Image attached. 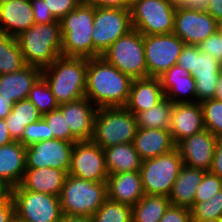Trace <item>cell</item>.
<instances>
[{"mask_svg":"<svg viewBox=\"0 0 222 222\" xmlns=\"http://www.w3.org/2000/svg\"><path fill=\"white\" fill-rule=\"evenodd\" d=\"M133 29L130 10L95 8L92 32L93 57L101 56L119 37Z\"/></svg>","mask_w":222,"mask_h":222,"instance_id":"7c38bea8","label":"cell"},{"mask_svg":"<svg viewBox=\"0 0 222 222\" xmlns=\"http://www.w3.org/2000/svg\"><path fill=\"white\" fill-rule=\"evenodd\" d=\"M101 56L132 79L148 77L143 34L139 31L132 29L119 37Z\"/></svg>","mask_w":222,"mask_h":222,"instance_id":"9c48e42d","label":"cell"},{"mask_svg":"<svg viewBox=\"0 0 222 222\" xmlns=\"http://www.w3.org/2000/svg\"><path fill=\"white\" fill-rule=\"evenodd\" d=\"M14 140L11 138L5 119H0V146L11 143Z\"/></svg>","mask_w":222,"mask_h":222,"instance_id":"f907efd6","label":"cell"},{"mask_svg":"<svg viewBox=\"0 0 222 222\" xmlns=\"http://www.w3.org/2000/svg\"><path fill=\"white\" fill-rule=\"evenodd\" d=\"M68 174L92 182H107L104 150L92 140L77 141L71 155Z\"/></svg>","mask_w":222,"mask_h":222,"instance_id":"5bb4252c","label":"cell"},{"mask_svg":"<svg viewBox=\"0 0 222 222\" xmlns=\"http://www.w3.org/2000/svg\"><path fill=\"white\" fill-rule=\"evenodd\" d=\"M28 99L37 107L42 116L59 107L51 88L42 76L32 86Z\"/></svg>","mask_w":222,"mask_h":222,"instance_id":"d590c367","label":"cell"},{"mask_svg":"<svg viewBox=\"0 0 222 222\" xmlns=\"http://www.w3.org/2000/svg\"><path fill=\"white\" fill-rule=\"evenodd\" d=\"M159 222H192L190 209L170 205Z\"/></svg>","mask_w":222,"mask_h":222,"instance_id":"ee69618b","label":"cell"},{"mask_svg":"<svg viewBox=\"0 0 222 222\" xmlns=\"http://www.w3.org/2000/svg\"><path fill=\"white\" fill-rule=\"evenodd\" d=\"M103 150L109 175L140 171L142 160L133 143L117 144Z\"/></svg>","mask_w":222,"mask_h":222,"instance_id":"f1b7e54d","label":"cell"},{"mask_svg":"<svg viewBox=\"0 0 222 222\" xmlns=\"http://www.w3.org/2000/svg\"><path fill=\"white\" fill-rule=\"evenodd\" d=\"M42 118L48 124L49 135H53V138L65 140L68 142L76 143L79 141L70 131L67 126L66 117L59 108L52 110L51 112L44 114Z\"/></svg>","mask_w":222,"mask_h":222,"instance_id":"74e56055","label":"cell"},{"mask_svg":"<svg viewBox=\"0 0 222 222\" xmlns=\"http://www.w3.org/2000/svg\"><path fill=\"white\" fill-rule=\"evenodd\" d=\"M11 190L12 188L0 179V202H4L11 197Z\"/></svg>","mask_w":222,"mask_h":222,"instance_id":"f5cc1de1","label":"cell"},{"mask_svg":"<svg viewBox=\"0 0 222 222\" xmlns=\"http://www.w3.org/2000/svg\"><path fill=\"white\" fill-rule=\"evenodd\" d=\"M206 171L183 166L168 196L171 205L190 209Z\"/></svg>","mask_w":222,"mask_h":222,"instance_id":"83f0119b","label":"cell"},{"mask_svg":"<svg viewBox=\"0 0 222 222\" xmlns=\"http://www.w3.org/2000/svg\"><path fill=\"white\" fill-rule=\"evenodd\" d=\"M95 8H121L130 10L134 0H85Z\"/></svg>","mask_w":222,"mask_h":222,"instance_id":"f6af8a7d","label":"cell"},{"mask_svg":"<svg viewBox=\"0 0 222 222\" xmlns=\"http://www.w3.org/2000/svg\"><path fill=\"white\" fill-rule=\"evenodd\" d=\"M11 0H0V4L5 3V2H9Z\"/></svg>","mask_w":222,"mask_h":222,"instance_id":"680465c9","label":"cell"},{"mask_svg":"<svg viewBox=\"0 0 222 222\" xmlns=\"http://www.w3.org/2000/svg\"><path fill=\"white\" fill-rule=\"evenodd\" d=\"M210 172L222 178V136L217 139Z\"/></svg>","mask_w":222,"mask_h":222,"instance_id":"7dc6e473","label":"cell"},{"mask_svg":"<svg viewBox=\"0 0 222 222\" xmlns=\"http://www.w3.org/2000/svg\"><path fill=\"white\" fill-rule=\"evenodd\" d=\"M183 166L177 147L155 158L143 160L140 173L144 193L168 197Z\"/></svg>","mask_w":222,"mask_h":222,"instance_id":"ba28073f","label":"cell"},{"mask_svg":"<svg viewBox=\"0 0 222 222\" xmlns=\"http://www.w3.org/2000/svg\"><path fill=\"white\" fill-rule=\"evenodd\" d=\"M26 65L47 68L62 56V33L60 20L53 23L33 24L16 37Z\"/></svg>","mask_w":222,"mask_h":222,"instance_id":"3957f363","label":"cell"},{"mask_svg":"<svg viewBox=\"0 0 222 222\" xmlns=\"http://www.w3.org/2000/svg\"><path fill=\"white\" fill-rule=\"evenodd\" d=\"M74 143L48 139L26 147V168H58L67 174L71 164Z\"/></svg>","mask_w":222,"mask_h":222,"instance_id":"9a60e30c","label":"cell"},{"mask_svg":"<svg viewBox=\"0 0 222 222\" xmlns=\"http://www.w3.org/2000/svg\"><path fill=\"white\" fill-rule=\"evenodd\" d=\"M107 193L111 201L133 207L145 195L140 171L109 175Z\"/></svg>","mask_w":222,"mask_h":222,"instance_id":"603a6c76","label":"cell"},{"mask_svg":"<svg viewBox=\"0 0 222 222\" xmlns=\"http://www.w3.org/2000/svg\"><path fill=\"white\" fill-rule=\"evenodd\" d=\"M190 212L192 222H217L222 217V189L207 201L194 202Z\"/></svg>","mask_w":222,"mask_h":222,"instance_id":"836d02e7","label":"cell"},{"mask_svg":"<svg viewBox=\"0 0 222 222\" xmlns=\"http://www.w3.org/2000/svg\"><path fill=\"white\" fill-rule=\"evenodd\" d=\"M15 216V206L12 197L0 202V222H10Z\"/></svg>","mask_w":222,"mask_h":222,"instance_id":"c3c4849f","label":"cell"},{"mask_svg":"<svg viewBox=\"0 0 222 222\" xmlns=\"http://www.w3.org/2000/svg\"><path fill=\"white\" fill-rule=\"evenodd\" d=\"M30 2L33 9L35 24H46L58 21L46 6L45 0H30Z\"/></svg>","mask_w":222,"mask_h":222,"instance_id":"7bdbcfd3","label":"cell"},{"mask_svg":"<svg viewBox=\"0 0 222 222\" xmlns=\"http://www.w3.org/2000/svg\"><path fill=\"white\" fill-rule=\"evenodd\" d=\"M136 130V116L125 107H101L95 115L91 140L102 149L133 143Z\"/></svg>","mask_w":222,"mask_h":222,"instance_id":"8992f818","label":"cell"},{"mask_svg":"<svg viewBox=\"0 0 222 222\" xmlns=\"http://www.w3.org/2000/svg\"><path fill=\"white\" fill-rule=\"evenodd\" d=\"M216 32L220 36V38L222 39V23H218Z\"/></svg>","mask_w":222,"mask_h":222,"instance_id":"9f6ffc18","label":"cell"},{"mask_svg":"<svg viewBox=\"0 0 222 222\" xmlns=\"http://www.w3.org/2000/svg\"><path fill=\"white\" fill-rule=\"evenodd\" d=\"M174 0H134L130 9L132 27L143 35L172 33Z\"/></svg>","mask_w":222,"mask_h":222,"instance_id":"30bf717a","label":"cell"},{"mask_svg":"<svg viewBox=\"0 0 222 222\" xmlns=\"http://www.w3.org/2000/svg\"><path fill=\"white\" fill-rule=\"evenodd\" d=\"M87 66L88 58L60 56L42 70L59 104L85 97Z\"/></svg>","mask_w":222,"mask_h":222,"instance_id":"7a4b0ae2","label":"cell"},{"mask_svg":"<svg viewBox=\"0 0 222 222\" xmlns=\"http://www.w3.org/2000/svg\"><path fill=\"white\" fill-rule=\"evenodd\" d=\"M159 79L165 97L172 103L196 102L195 80L184 68L174 65Z\"/></svg>","mask_w":222,"mask_h":222,"instance_id":"ffe728a7","label":"cell"},{"mask_svg":"<svg viewBox=\"0 0 222 222\" xmlns=\"http://www.w3.org/2000/svg\"><path fill=\"white\" fill-rule=\"evenodd\" d=\"M221 189L222 178H219L217 175H214L213 173L208 171L204 174V177L197 188L194 202L207 201Z\"/></svg>","mask_w":222,"mask_h":222,"instance_id":"ab89813d","label":"cell"},{"mask_svg":"<svg viewBox=\"0 0 222 222\" xmlns=\"http://www.w3.org/2000/svg\"><path fill=\"white\" fill-rule=\"evenodd\" d=\"M33 24L35 21L30 0H11L0 4V33L17 37Z\"/></svg>","mask_w":222,"mask_h":222,"instance_id":"44dd1931","label":"cell"},{"mask_svg":"<svg viewBox=\"0 0 222 222\" xmlns=\"http://www.w3.org/2000/svg\"><path fill=\"white\" fill-rule=\"evenodd\" d=\"M210 0H174L176 8L206 11Z\"/></svg>","mask_w":222,"mask_h":222,"instance_id":"bcb514c9","label":"cell"},{"mask_svg":"<svg viewBox=\"0 0 222 222\" xmlns=\"http://www.w3.org/2000/svg\"><path fill=\"white\" fill-rule=\"evenodd\" d=\"M165 98L159 77L133 79L125 108L135 116Z\"/></svg>","mask_w":222,"mask_h":222,"instance_id":"7402d4cb","label":"cell"},{"mask_svg":"<svg viewBox=\"0 0 222 222\" xmlns=\"http://www.w3.org/2000/svg\"><path fill=\"white\" fill-rule=\"evenodd\" d=\"M46 6L57 20L73 11L83 0H45Z\"/></svg>","mask_w":222,"mask_h":222,"instance_id":"60d3db41","label":"cell"},{"mask_svg":"<svg viewBox=\"0 0 222 222\" xmlns=\"http://www.w3.org/2000/svg\"><path fill=\"white\" fill-rule=\"evenodd\" d=\"M11 197L15 215L26 222H60L62 217L60 197L23 189L12 188Z\"/></svg>","mask_w":222,"mask_h":222,"instance_id":"8fae6325","label":"cell"},{"mask_svg":"<svg viewBox=\"0 0 222 222\" xmlns=\"http://www.w3.org/2000/svg\"><path fill=\"white\" fill-rule=\"evenodd\" d=\"M204 129L203 113L199 102L173 103L169 131L175 145Z\"/></svg>","mask_w":222,"mask_h":222,"instance_id":"d6986e66","label":"cell"},{"mask_svg":"<svg viewBox=\"0 0 222 222\" xmlns=\"http://www.w3.org/2000/svg\"><path fill=\"white\" fill-rule=\"evenodd\" d=\"M41 118L42 114L27 98L13 104L9 115L5 118V122L11 138L14 141H20L25 127Z\"/></svg>","mask_w":222,"mask_h":222,"instance_id":"f546056e","label":"cell"},{"mask_svg":"<svg viewBox=\"0 0 222 222\" xmlns=\"http://www.w3.org/2000/svg\"><path fill=\"white\" fill-rule=\"evenodd\" d=\"M26 147L19 141L0 146V179L11 188L20 185L26 171Z\"/></svg>","mask_w":222,"mask_h":222,"instance_id":"484cf974","label":"cell"},{"mask_svg":"<svg viewBox=\"0 0 222 222\" xmlns=\"http://www.w3.org/2000/svg\"><path fill=\"white\" fill-rule=\"evenodd\" d=\"M91 218L93 222H132V207L107 199Z\"/></svg>","mask_w":222,"mask_h":222,"instance_id":"e575fe53","label":"cell"},{"mask_svg":"<svg viewBox=\"0 0 222 222\" xmlns=\"http://www.w3.org/2000/svg\"><path fill=\"white\" fill-rule=\"evenodd\" d=\"M205 129L216 137L222 136V101L212 98L200 102Z\"/></svg>","mask_w":222,"mask_h":222,"instance_id":"8d00e7d4","label":"cell"},{"mask_svg":"<svg viewBox=\"0 0 222 222\" xmlns=\"http://www.w3.org/2000/svg\"><path fill=\"white\" fill-rule=\"evenodd\" d=\"M108 199L107 182H92L68 174L60 194L63 215L88 216Z\"/></svg>","mask_w":222,"mask_h":222,"instance_id":"5b68a950","label":"cell"},{"mask_svg":"<svg viewBox=\"0 0 222 222\" xmlns=\"http://www.w3.org/2000/svg\"><path fill=\"white\" fill-rule=\"evenodd\" d=\"M170 205L168 197L145 194L132 207V222H159Z\"/></svg>","mask_w":222,"mask_h":222,"instance_id":"4dcf8cb0","label":"cell"},{"mask_svg":"<svg viewBox=\"0 0 222 222\" xmlns=\"http://www.w3.org/2000/svg\"><path fill=\"white\" fill-rule=\"evenodd\" d=\"M10 222H26L22 219H20L19 217H17L16 215L11 219Z\"/></svg>","mask_w":222,"mask_h":222,"instance_id":"6f0895ef","label":"cell"},{"mask_svg":"<svg viewBox=\"0 0 222 222\" xmlns=\"http://www.w3.org/2000/svg\"><path fill=\"white\" fill-rule=\"evenodd\" d=\"M13 104V100H5L0 96V119H5L9 115Z\"/></svg>","mask_w":222,"mask_h":222,"instance_id":"816d5d0a","label":"cell"},{"mask_svg":"<svg viewBox=\"0 0 222 222\" xmlns=\"http://www.w3.org/2000/svg\"><path fill=\"white\" fill-rule=\"evenodd\" d=\"M206 12L218 23H222V0H210Z\"/></svg>","mask_w":222,"mask_h":222,"instance_id":"681fc988","label":"cell"},{"mask_svg":"<svg viewBox=\"0 0 222 222\" xmlns=\"http://www.w3.org/2000/svg\"><path fill=\"white\" fill-rule=\"evenodd\" d=\"M25 66L17 38L0 33V75L14 73Z\"/></svg>","mask_w":222,"mask_h":222,"instance_id":"1f68e13d","label":"cell"},{"mask_svg":"<svg viewBox=\"0 0 222 222\" xmlns=\"http://www.w3.org/2000/svg\"><path fill=\"white\" fill-rule=\"evenodd\" d=\"M67 175L58 168H26L20 186L25 190L60 197Z\"/></svg>","mask_w":222,"mask_h":222,"instance_id":"4316f807","label":"cell"},{"mask_svg":"<svg viewBox=\"0 0 222 222\" xmlns=\"http://www.w3.org/2000/svg\"><path fill=\"white\" fill-rule=\"evenodd\" d=\"M218 22L206 11L176 8L173 33L185 45H198L217 30Z\"/></svg>","mask_w":222,"mask_h":222,"instance_id":"2e32d148","label":"cell"},{"mask_svg":"<svg viewBox=\"0 0 222 222\" xmlns=\"http://www.w3.org/2000/svg\"><path fill=\"white\" fill-rule=\"evenodd\" d=\"M217 139L218 137L204 129L180 141L176 147L184 165L206 172L210 171Z\"/></svg>","mask_w":222,"mask_h":222,"instance_id":"e0dca14e","label":"cell"},{"mask_svg":"<svg viewBox=\"0 0 222 222\" xmlns=\"http://www.w3.org/2000/svg\"><path fill=\"white\" fill-rule=\"evenodd\" d=\"M95 7L83 0L61 20L62 56L93 58Z\"/></svg>","mask_w":222,"mask_h":222,"instance_id":"277c9868","label":"cell"},{"mask_svg":"<svg viewBox=\"0 0 222 222\" xmlns=\"http://www.w3.org/2000/svg\"><path fill=\"white\" fill-rule=\"evenodd\" d=\"M215 98L222 101V72H221L220 77L218 79L217 91H216Z\"/></svg>","mask_w":222,"mask_h":222,"instance_id":"11a10c76","label":"cell"},{"mask_svg":"<svg viewBox=\"0 0 222 222\" xmlns=\"http://www.w3.org/2000/svg\"><path fill=\"white\" fill-rule=\"evenodd\" d=\"M198 46L201 52L210 54L222 63V39L217 32L210 35L206 40L198 44Z\"/></svg>","mask_w":222,"mask_h":222,"instance_id":"b9f144b4","label":"cell"},{"mask_svg":"<svg viewBox=\"0 0 222 222\" xmlns=\"http://www.w3.org/2000/svg\"><path fill=\"white\" fill-rule=\"evenodd\" d=\"M133 79L102 56L88 58L85 96L97 107H124Z\"/></svg>","mask_w":222,"mask_h":222,"instance_id":"6da1fadb","label":"cell"},{"mask_svg":"<svg viewBox=\"0 0 222 222\" xmlns=\"http://www.w3.org/2000/svg\"><path fill=\"white\" fill-rule=\"evenodd\" d=\"M66 117L67 126L79 140H91L94 131V119L98 108L85 96L78 100L59 104Z\"/></svg>","mask_w":222,"mask_h":222,"instance_id":"ac0fdd59","label":"cell"},{"mask_svg":"<svg viewBox=\"0 0 222 222\" xmlns=\"http://www.w3.org/2000/svg\"><path fill=\"white\" fill-rule=\"evenodd\" d=\"M60 222H93V220L88 216L62 215Z\"/></svg>","mask_w":222,"mask_h":222,"instance_id":"db71d44e","label":"cell"},{"mask_svg":"<svg viewBox=\"0 0 222 222\" xmlns=\"http://www.w3.org/2000/svg\"><path fill=\"white\" fill-rule=\"evenodd\" d=\"M42 76L38 67L26 65L14 73L0 75V96L14 103L27 99L35 82Z\"/></svg>","mask_w":222,"mask_h":222,"instance_id":"cb8c5ba5","label":"cell"},{"mask_svg":"<svg viewBox=\"0 0 222 222\" xmlns=\"http://www.w3.org/2000/svg\"><path fill=\"white\" fill-rule=\"evenodd\" d=\"M148 77H159L177 65L184 41L176 34L143 35Z\"/></svg>","mask_w":222,"mask_h":222,"instance_id":"4fadbf2b","label":"cell"},{"mask_svg":"<svg viewBox=\"0 0 222 222\" xmlns=\"http://www.w3.org/2000/svg\"><path fill=\"white\" fill-rule=\"evenodd\" d=\"M173 103L166 97L152 108L136 115L137 128H157L169 130Z\"/></svg>","mask_w":222,"mask_h":222,"instance_id":"d6a6232c","label":"cell"},{"mask_svg":"<svg viewBox=\"0 0 222 222\" xmlns=\"http://www.w3.org/2000/svg\"><path fill=\"white\" fill-rule=\"evenodd\" d=\"M133 145L142 161L170 152L176 147L170 131L157 128H137Z\"/></svg>","mask_w":222,"mask_h":222,"instance_id":"d4e9b609","label":"cell"},{"mask_svg":"<svg viewBox=\"0 0 222 222\" xmlns=\"http://www.w3.org/2000/svg\"><path fill=\"white\" fill-rule=\"evenodd\" d=\"M177 65L190 72L195 80L196 102L215 98L222 63L210 54L201 52L198 45H185Z\"/></svg>","mask_w":222,"mask_h":222,"instance_id":"52a82bcc","label":"cell"},{"mask_svg":"<svg viewBox=\"0 0 222 222\" xmlns=\"http://www.w3.org/2000/svg\"><path fill=\"white\" fill-rule=\"evenodd\" d=\"M48 139H53V135H49L48 124L41 118L25 127L22 139L19 142L27 147Z\"/></svg>","mask_w":222,"mask_h":222,"instance_id":"f35d334b","label":"cell"}]
</instances>
